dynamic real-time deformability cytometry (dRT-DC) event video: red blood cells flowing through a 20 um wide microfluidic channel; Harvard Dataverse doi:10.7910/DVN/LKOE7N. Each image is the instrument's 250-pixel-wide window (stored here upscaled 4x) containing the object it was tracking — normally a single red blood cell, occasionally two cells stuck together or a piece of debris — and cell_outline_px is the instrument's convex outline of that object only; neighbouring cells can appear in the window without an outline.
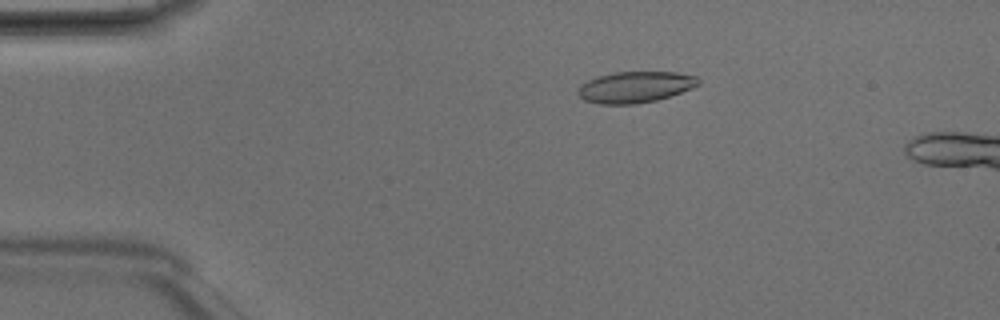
{"species": "Egyptian fruit bat (a non-hibernating species)", "species_latin": "Rousettus aegyptiacus", "temperature_condition": "room temperature", "stored_images_in_passage": 3, "camera_frame_rate_fps": 3000, "um_per_image_px": 0.085, "animal": {"sex": "male"}, "frame": {"image": 1, "passage_image": 1, "time_ms": 0.0, "image_size_px": [1000, 320], "cell_outline_px": [[700, 84], [680, 92], [656, 100], [636, 104], [600, 104], [584, 100], [576, 92], [580, 84], [588, 80], [600, 76], [616, 72], [676, 72], [696, 76], [700, 80]], "centroid_in_image_um": [53.97, 7.4], "position_along_channel_um": 31.0, "area_um2": 21.73}}